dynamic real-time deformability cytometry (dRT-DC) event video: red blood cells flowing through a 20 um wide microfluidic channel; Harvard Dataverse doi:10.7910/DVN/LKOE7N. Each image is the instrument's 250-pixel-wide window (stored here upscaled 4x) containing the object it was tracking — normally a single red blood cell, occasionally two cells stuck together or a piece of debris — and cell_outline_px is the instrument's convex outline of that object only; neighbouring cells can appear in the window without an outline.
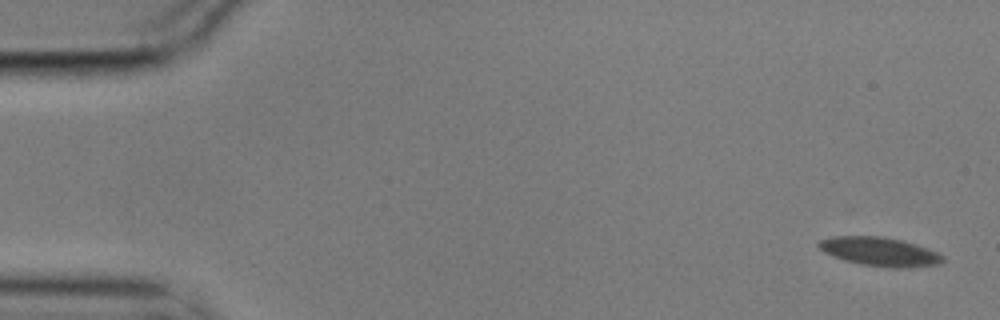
{"species": "common noctule bat (a hibernating species)", "species_latin": "Nyctalus noctula", "temperature_condition": "cold", "stored_images_in_passage": 7, "camera_frame_rate_fps": 3000, "um_per_image_px": 0.085, "animal": {"sex": "male", "body_mass_g": 17.9}, "frame": {"image": 1, "passage_image": 1, "time_ms": 0.0, "image_size_px": [1000, 320], "cell_outline_px": [[944, 260], [940, 264], [908, 268], [892, 268], [860, 264], [844, 260], [832, 256], [824, 252], [816, 244], [820, 240], [832, 236], [884, 236], [904, 240], [928, 248], [944, 256]], "centroid_in_image_um": [74.79, 21.39], "position_along_channel_um": 10.2, "area_um2": 21.1}}
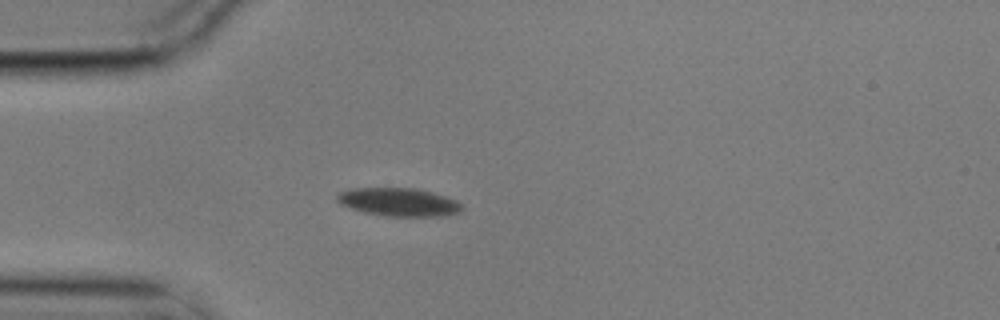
{"frame": {"image": 2, "passage_image": 5, "time_ms": 1.333, "image_size_px": [1000, 320], "cell_outline_px": [[464, 208], [460, 212], [444, 216], [384, 216], [364, 212], [340, 204], [336, 200], [336, 196], [340, 192], [352, 188], [416, 188], [448, 196], [456, 200]], "centroid_in_image_um": [33.92, 17.17], "position_along_channel_um": 51.1, "area_um2": 20.63}}
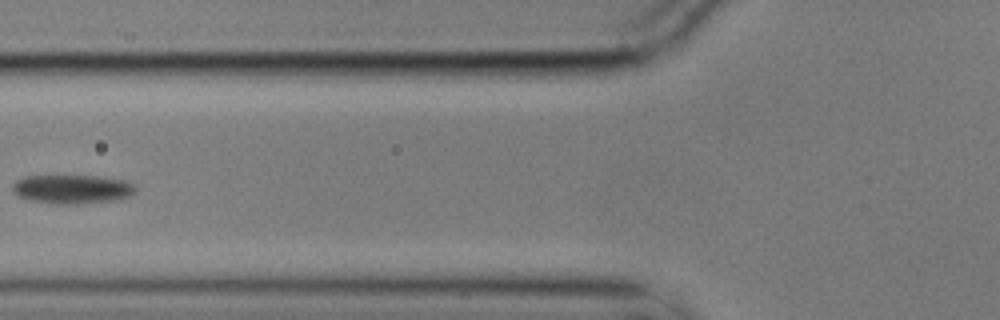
{"frame": {"image": 3, "passage_image": 7, "time_ms": 2.0, "image_size_px": [1000, 320], "cell_outline_px": [[136, 192], [132, 196], [116, 200], [72, 204], [56, 204], [28, 200], [16, 196], [12, 192], [12, 184], [16, 180], [28, 176], [96, 176], [128, 180], [136, 184]], "centroid_in_image_um": [6.17, 16.08], "position_along_channel_um": 119.6, "area_um2": 21.1}}